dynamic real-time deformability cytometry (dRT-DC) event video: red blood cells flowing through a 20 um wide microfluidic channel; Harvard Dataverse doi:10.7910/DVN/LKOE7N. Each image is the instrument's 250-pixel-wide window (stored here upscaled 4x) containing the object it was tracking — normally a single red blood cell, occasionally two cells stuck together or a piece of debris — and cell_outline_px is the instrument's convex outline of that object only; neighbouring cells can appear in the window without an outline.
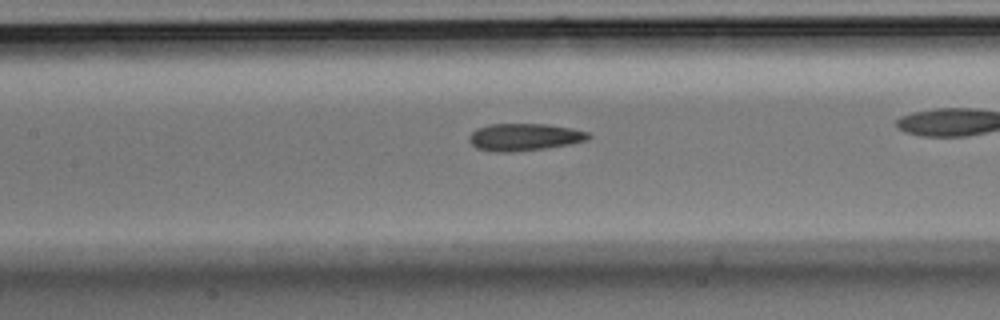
{"species": "Egyptian fruit bat (a non-hibernating species)", "species_latin": "Rousettus aegyptiacus", "temperature_condition": "room temperature", "stored_images_in_passage": 25, "camera_frame_rate_fps": 3000, "um_per_image_px": 0.085, "animal": {"sex": "male"}, "frame": {"image": 1, "passage_image": 8, "time_ms": 2.333, "image_size_px": [1000, 320], "cell_outline_px": [[592, 136], [588, 140], [572, 144], [544, 148], [512, 152], [496, 152], [476, 148], [468, 140], [468, 136], [476, 128], [488, 124], [548, 124], [572, 128], [588, 132]], "centroid_in_image_um": [44.57, 11.64], "position_along_channel_um": 162.8, "area_um2": 19.13}}
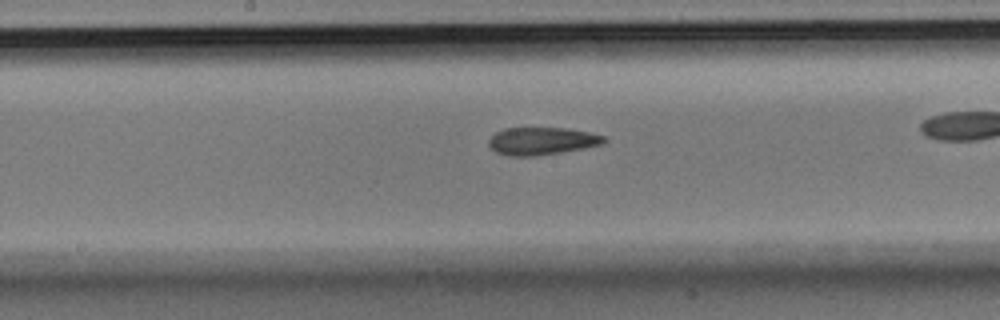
{"frame": {"image": 2, "passage_image": 11, "time_ms": 3.333, "image_size_px": [1000, 320], "cell_outline_px": [[608, 140], [604, 144], [584, 148], [560, 152], [532, 156], [508, 156], [496, 152], [488, 144], [488, 140], [496, 132], [504, 128], [568, 128], [588, 132], [604, 136]], "centroid_in_image_um": [46.06, 11.98], "position_along_channel_um": 202.1, "area_um2": 18.5}}